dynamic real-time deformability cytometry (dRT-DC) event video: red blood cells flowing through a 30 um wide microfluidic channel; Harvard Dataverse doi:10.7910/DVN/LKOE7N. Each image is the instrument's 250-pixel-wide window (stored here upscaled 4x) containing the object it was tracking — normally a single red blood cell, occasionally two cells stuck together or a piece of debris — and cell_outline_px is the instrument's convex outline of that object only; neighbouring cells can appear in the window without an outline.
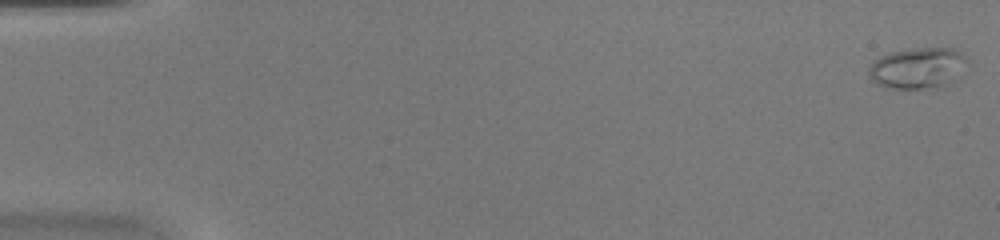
{"species": "common noctule bat (a hibernating species)", "species_latin": "Nyctalus noctula", "temperature_condition": "warm", "stored_images_in_passage": 49, "camera_frame_rate_fps": 3000, "um_per_image_px": 0.085, "animal": {"sex": "female", "body_mass_g": 20.0, "forearm_length_mm": 54.0}, "frame": {"image": 1, "passage_image": 1, "time_ms": 0.0, "image_size_px": [1000, 240], "cell_outline_px": [[968, 60], [952, 80], [948, 84], [936, 88], [884, 88], [872, 80], [868, 76], [868, 68], [872, 60], [880, 56], [892, 52], [912, 48], [952, 48], [964, 52], [968, 56]], "centroid_in_image_um": [77.96, 5.77], "position_along_channel_um": 7.0, "area_um2": 23.64}}
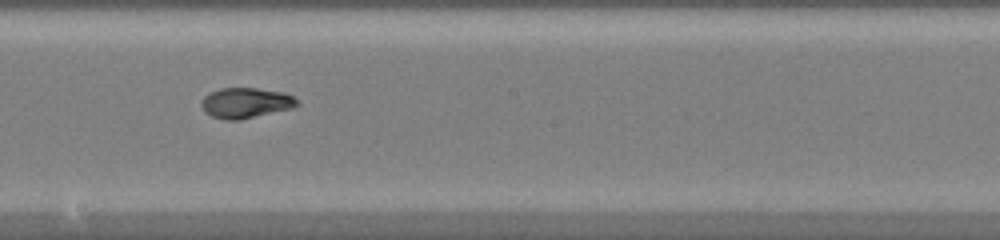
{"frame": {"image": 2, "passage_image": 28, "time_ms": 9.0, "image_size_px": [1000, 240], "cell_outline_px": [[300, 104], [292, 108], [240, 120], [224, 120], [212, 116], [204, 112], [200, 104], [200, 100], [208, 92], [220, 88], [256, 88], [284, 92], [292, 96]], "centroid_in_image_um": [20.84, 8.74], "position_along_channel_um": 227.4, "area_um2": 17.11}}
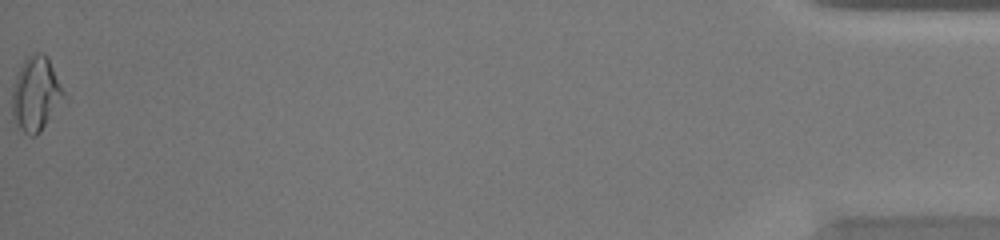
{"frame": {"image": 3, "passage_image": 49, "time_ms": 16.0, "image_size_px": [1000, 240], "cell_outline_px": [[64, 96], [40, 132], [36, 136], [28, 136], [16, 124], [12, 116], [12, 88], [16, 76], [24, 60], [28, 56], [36, 52], [40, 52], [48, 56], [64, 92]], "centroid_in_image_um": [3.01, 7.98], "position_along_channel_um": 432.2, "area_um2": 21.96}, "authors_computed_cell_mechanics": {"area_um2": 17.051, "velocity_mm_per_s": 4.3018, "shape_relaxation_time_tau1_ms": null, "shape_relaxation_time_tau2_ms": 1.3444, "deformation_change_tau1": null, "deformation_change_tau2": 0.0546}}